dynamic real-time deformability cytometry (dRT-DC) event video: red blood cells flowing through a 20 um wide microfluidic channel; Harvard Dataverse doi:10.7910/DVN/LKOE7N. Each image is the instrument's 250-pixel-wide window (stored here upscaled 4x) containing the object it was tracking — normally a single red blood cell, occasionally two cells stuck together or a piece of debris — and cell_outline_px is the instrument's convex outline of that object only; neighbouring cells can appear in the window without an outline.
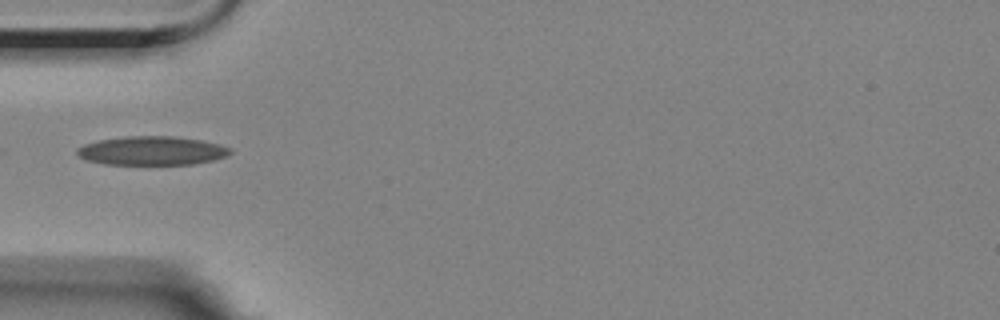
{"species": "Egyptian fruit bat (a non-hibernating species)", "species_latin": "Rousettus aegyptiacus", "temperature_condition": "room temperature", "stored_images_in_passage": 6, "camera_frame_rate_fps": 3000, "um_per_image_px": 0.085, "animal": {"sex": "female"}, "frame": {"image": 1, "passage_image": 1, "time_ms": 0.0, "image_size_px": [1000, 320], "cell_outline_px": [[232, 152], [228, 156], [212, 160], [192, 164], [104, 164], [88, 160], [80, 156], [76, 152], [76, 148], [84, 144], [100, 140], [124, 136], [172, 136], [200, 140], [220, 144], [232, 148]], "centroid_in_image_um": [12.93, 12.8], "position_along_channel_um": 72.1, "area_um2": 25.66}}
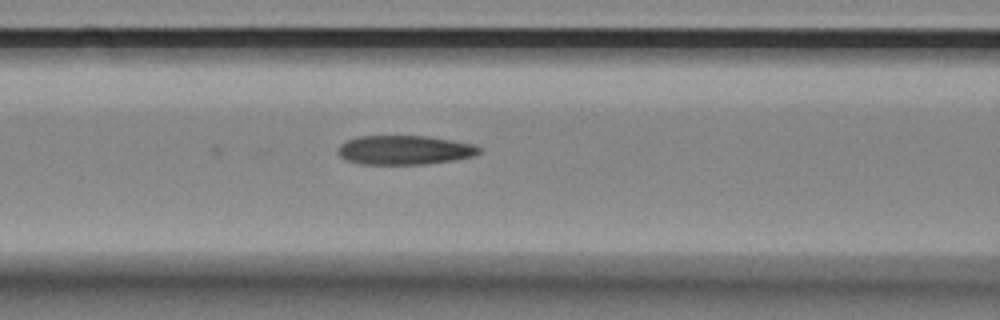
{"frame": {"image": 2, "passage_image": 6, "time_ms": 1.667, "image_size_px": [1000, 320], "cell_outline_px": [[480, 152], [472, 156], [452, 160], [424, 164], [360, 164], [344, 160], [336, 152], [336, 148], [344, 140], [356, 136], [428, 136], [472, 144], [480, 148]], "centroid_in_image_um": [34.27, 12.75], "position_along_channel_um": 132.3, "area_um2": 24.1}}